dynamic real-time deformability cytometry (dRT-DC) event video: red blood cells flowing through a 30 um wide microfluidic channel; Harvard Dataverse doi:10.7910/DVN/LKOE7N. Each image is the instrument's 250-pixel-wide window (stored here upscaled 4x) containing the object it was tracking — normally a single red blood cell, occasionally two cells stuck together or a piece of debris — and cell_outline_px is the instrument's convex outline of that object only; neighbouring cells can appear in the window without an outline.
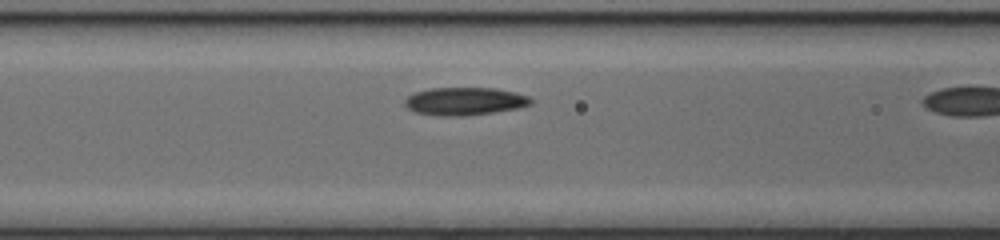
{"species": "common noctule bat (a hibernating species)", "species_latin": "Nyctalus noctula", "temperature_condition": "cold", "stored_images_in_passage": 9, "camera_frame_rate_fps": 3000, "um_per_image_px": 0.085, "animal": {"sex": "female", "body_mass_g": 17.0, "forearm_length_mm": 48.0}, "frame": {"image": 1, "passage_image": 8, "time_ms": 2.333, "image_size_px": [1000, 240], "cell_outline_px": [[532, 104], [516, 108], [492, 112], [464, 116], [440, 116], [416, 112], [408, 108], [404, 104], [404, 100], [408, 96], [416, 92], [432, 88], [492, 88], [512, 92], [528, 96], [532, 100]], "centroid_in_image_um": [39.47, 8.61], "position_along_channel_um": 127.1, "area_um2": 20.17}}